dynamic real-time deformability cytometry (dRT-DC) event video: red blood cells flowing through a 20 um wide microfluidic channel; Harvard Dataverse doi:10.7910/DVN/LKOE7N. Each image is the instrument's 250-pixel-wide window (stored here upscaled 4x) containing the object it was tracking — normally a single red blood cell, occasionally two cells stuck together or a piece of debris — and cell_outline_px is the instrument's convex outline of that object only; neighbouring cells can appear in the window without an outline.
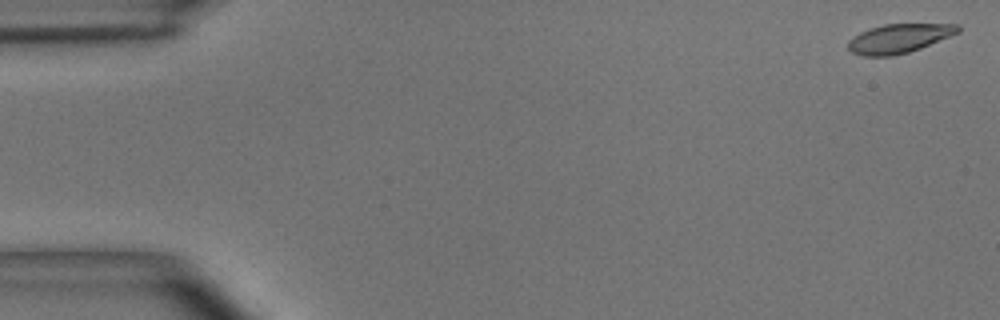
{"species": "common noctule bat (a hibernating species)", "species_latin": "Nyctalus noctula", "temperature_condition": "room temperature", "stored_images_in_passage": 55, "camera_frame_rate_fps": 3000, "um_per_image_px": 0.085, "animal": {"sex": "male", "body_mass_g": 15.6}, "frame": {"image": 1, "passage_image": 2, "time_ms": 0.333, "image_size_px": [1000, 320], "cell_outline_px": [[960, 32], [920, 48], [908, 52], [892, 56], [864, 56], [852, 52], [848, 48], [848, 40], [852, 36], [860, 32], [884, 24], [960, 24]], "centroid_in_image_um": [76.41, 3.26], "position_along_channel_um": 8.6, "area_um2": 18.5}}
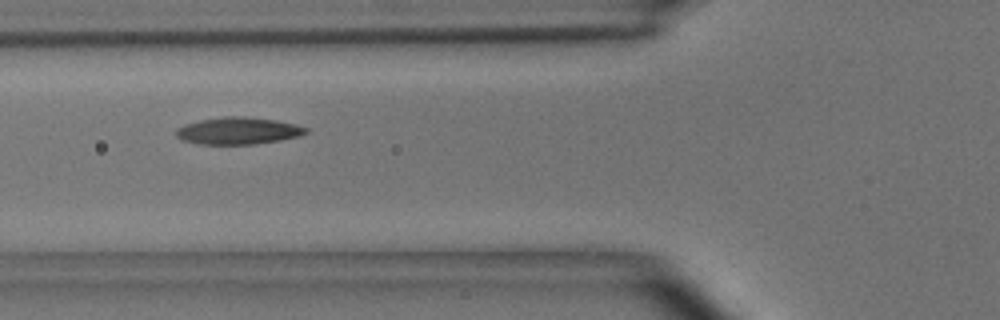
{"frame": {"image": 2, "passage_image": 21, "time_ms": 6.667, "image_size_px": [1000, 320], "cell_outline_px": [[308, 132], [300, 136], [280, 140], [252, 144], [200, 144], [184, 140], [176, 136], [176, 128], [184, 124], [200, 120], [224, 116], [244, 116], [276, 120], [296, 124], [308, 128]], "centroid_in_image_um": [20.26, 11.11], "position_along_channel_um": 105.5, "area_um2": 20.46}}
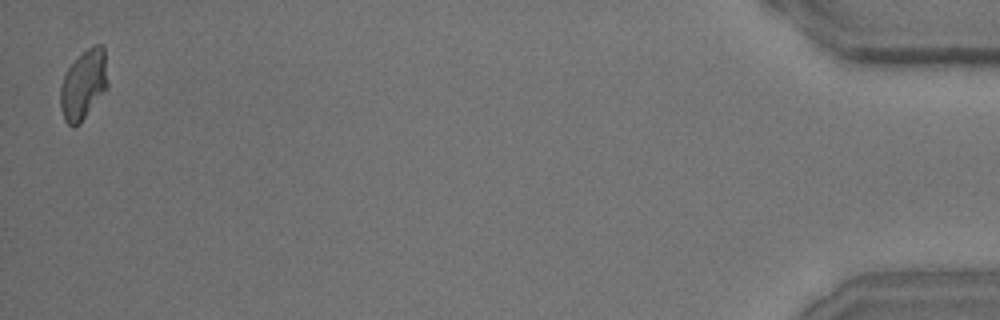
{"frame": {"image": 3, "passage_image": 55, "time_ms": 18.0, "image_size_px": [1000, 320], "cell_outline_px": [[108, 88], [80, 124], [72, 128], [64, 120], [60, 108], [60, 88], [64, 76], [68, 68], [92, 44], [104, 44], [108, 84]], "centroid_in_image_um": [7.12, 7.22], "position_along_channel_um": 428.1, "area_um2": 19.36}, "authors_computed_cell_mechanics": {"area_um2": 19.7676, "velocity_mm_per_s": 3.628, "shape_relaxation_time_tau1_ms": 4.1035, "shape_relaxation_time_tau2_ms": 3.1602, "deformation_change_tau1": 0.1421, "deformation_change_tau2": 0.0926}}